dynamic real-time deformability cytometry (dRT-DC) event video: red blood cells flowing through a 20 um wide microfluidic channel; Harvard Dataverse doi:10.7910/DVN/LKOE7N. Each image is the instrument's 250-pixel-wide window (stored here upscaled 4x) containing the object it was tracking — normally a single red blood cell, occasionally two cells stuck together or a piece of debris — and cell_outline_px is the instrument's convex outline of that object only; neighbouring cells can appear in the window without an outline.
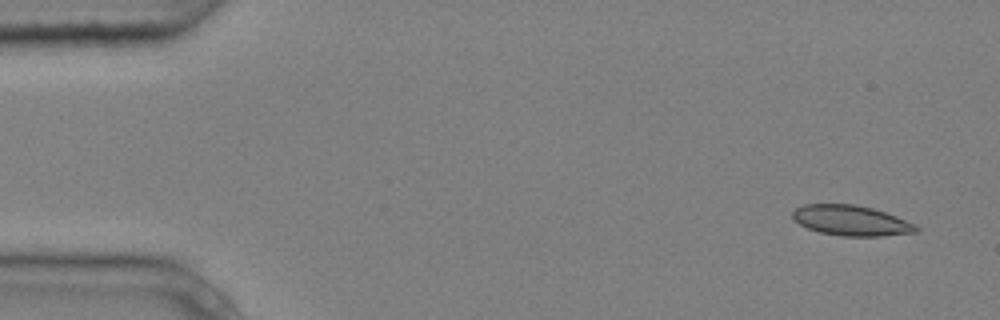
{"species": "common noctule bat (a hibernating species)", "species_latin": "Nyctalus noctula", "temperature_condition": "cold", "stored_images_in_passage": 4, "camera_frame_rate_fps": 3000, "um_per_image_px": 0.085, "animal": {"sex": "male", "body_mass_g": 20.4}, "frame": {"image": 1, "passage_image": 1, "time_ms": 0.0, "image_size_px": [1000, 320], "cell_outline_px": [[920, 228], [916, 232], [880, 236], [840, 236], [820, 232], [808, 228], [792, 220], [792, 212], [796, 208], [804, 204], [856, 204], [872, 208], [896, 216], [916, 224]], "centroid_in_image_um": [72.33, 18.74], "position_along_channel_um": 12.7, "area_um2": 21.85}}
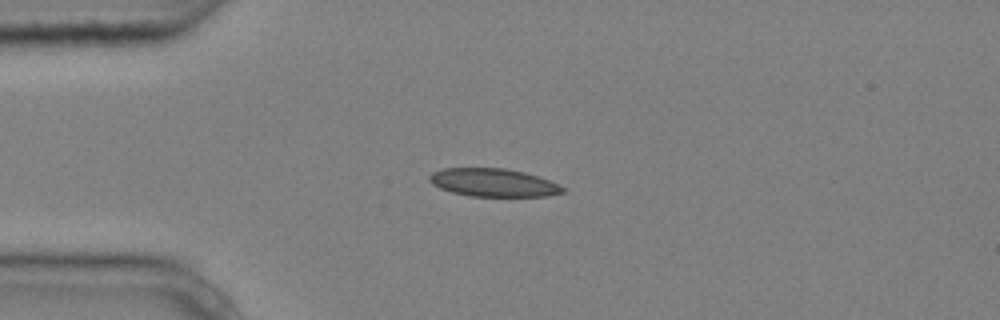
{"frame": {"image": 2, "passage_image": 4, "time_ms": 1.0, "image_size_px": [1000, 320], "cell_outline_px": [[568, 188], [564, 192], [548, 196], [468, 196], [452, 192], [440, 188], [432, 184], [428, 180], [428, 176], [432, 172], [444, 168], [504, 168], [524, 172], [560, 184]], "centroid_in_image_um": [41.94, 15.52], "position_along_channel_um": 43.1, "area_um2": 21.91}}